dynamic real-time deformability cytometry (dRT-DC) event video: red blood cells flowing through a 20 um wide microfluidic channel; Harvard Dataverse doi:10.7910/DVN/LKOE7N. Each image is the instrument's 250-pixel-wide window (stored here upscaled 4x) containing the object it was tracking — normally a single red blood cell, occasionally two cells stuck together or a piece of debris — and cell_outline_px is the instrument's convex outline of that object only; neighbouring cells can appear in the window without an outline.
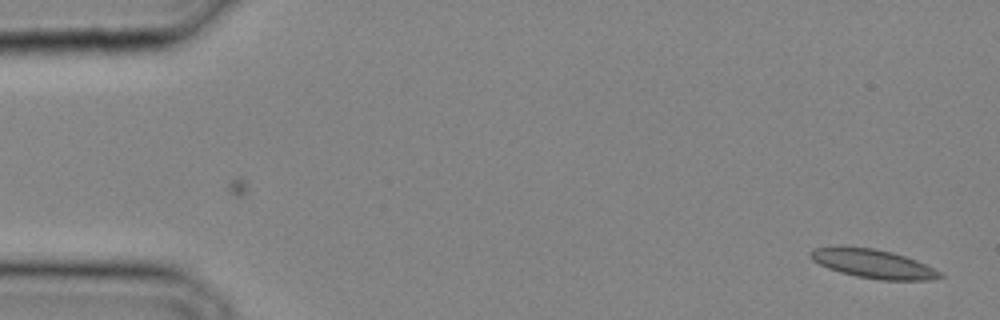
{"species": "common noctule bat (a hibernating species)", "species_latin": "Nyctalus noctula", "temperature_condition": "cold", "stored_images_in_passage": 33, "camera_frame_rate_fps": 3000, "um_per_image_px": 0.085, "animal": {"sex": "male", "body_mass_g": 20.4}, "frame": {"image": 1, "passage_image": 1, "time_ms": 0.0, "image_size_px": [1000, 320], "cell_outline_px": [[944, 276], [928, 280], [880, 280], [856, 276], [840, 272], [828, 268], [812, 260], [808, 256], [808, 252], [812, 248], [840, 244], [876, 248], [892, 252], [916, 260], [940, 272]], "centroid_in_image_um": [74.1, 22.37], "position_along_channel_um": 10.9, "area_um2": 22.2}}
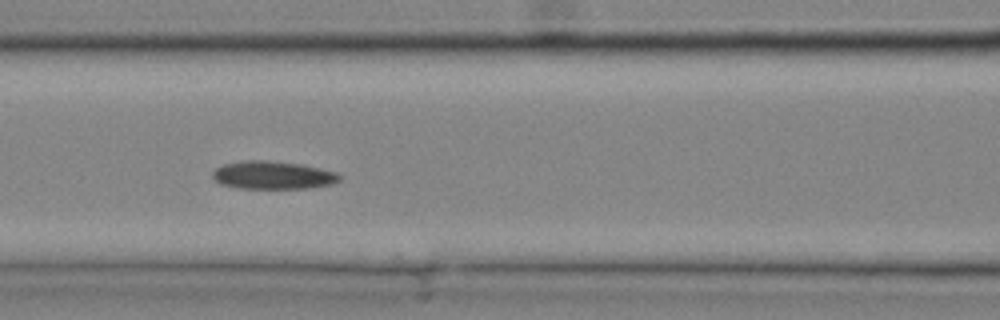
{"frame": {"image": 2, "passage_image": 14, "time_ms": 4.333, "image_size_px": [1000, 320], "cell_outline_px": [[340, 180], [332, 184], [308, 188], [240, 188], [220, 184], [212, 176], [212, 172], [216, 168], [224, 164], [244, 160], [268, 160], [304, 164], [336, 172], [340, 176]], "centroid_in_image_um": [23.2, 14.88], "position_along_channel_um": 143.4, "area_um2": 20.75}}
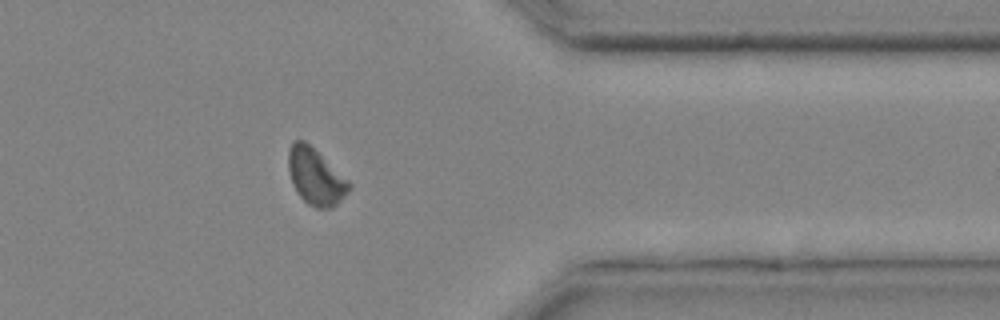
{"frame": {"image": 3, "passage_image": 27, "time_ms": 8.667, "image_size_px": [1000, 320], "cell_outline_px": [[352, 188], [332, 208], [316, 208], [308, 204], [300, 196], [288, 172], [288, 148], [292, 140], [304, 140], [348, 180], [352, 184]], "centroid_in_image_um": [26.81, 15.01], "position_along_channel_um": 384.6, "area_um2": 19.65}}